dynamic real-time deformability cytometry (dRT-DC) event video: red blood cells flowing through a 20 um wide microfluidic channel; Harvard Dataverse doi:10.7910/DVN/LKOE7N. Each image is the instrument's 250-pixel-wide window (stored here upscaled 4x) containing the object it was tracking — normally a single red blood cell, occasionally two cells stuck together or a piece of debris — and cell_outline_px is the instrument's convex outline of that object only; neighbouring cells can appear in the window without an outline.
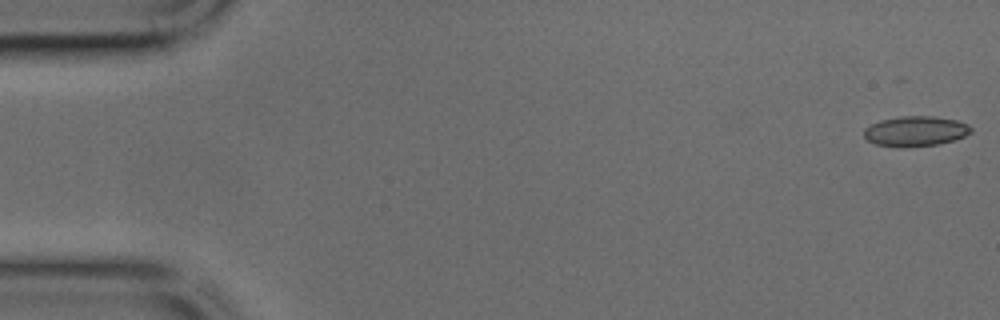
{"species": "common noctule bat (a hibernating species)", "species_latin": "Nyctalus noctula", "temperature_condition": "cold", "stored_images_in_passage": 45, "camera_frame_rate_fps": 3000, "um_per_image_px": 0.085, "animal": {"sex": "male", "body_mass_g": 17.9, "forearm_length_mm": 54.2}, "frame": {"image": 1, "passage_image": 1, "time_ms": 0.0, "image_size_px": [1000, 320], "cell_outline_px": [[972, 132], [964, 136], [940, 144], [900, 148], [896, 148], [876, 144], [868, 140], [864, 136], [864, 128], [880, 120], [900, 116], [932, 116], [956, 120], [968, 124], [972, 128]], "centroid_in_image_um": [77.8, 11.16], "position_along_channel_um": 7.2, "area_um2": 18.9}}
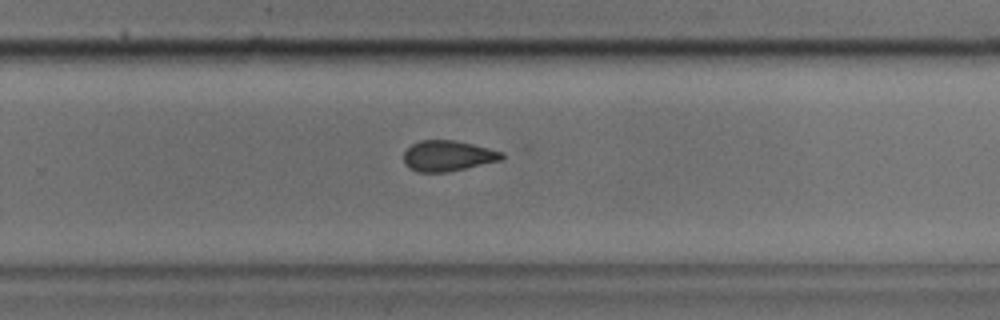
{"frame": {"image": 2, "passage_image": 29, "time_ms": 9.333, "image_size_px": [1000, 320], "cell_outline_px": [[504, 156], [500, 160], [448, 172], [416, 172], [408, 168], [404, 164], [404, 152], [412, 144], [420, 140], [452, 140], [472, 144], [504, 152]], "centroid_in_image_um": [38.03, 13.25], "position_along_channel_um": 291.8, "area_um2": 17.46}}
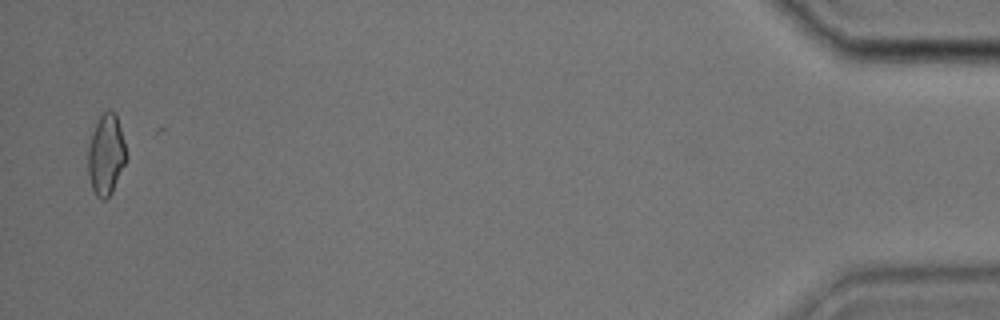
{"frame": {"image": 3, "passage_image": 44, "time_ms": 14.333, "image_size_px": [1000, 320], "cell_outline_px": [[128, 156], [112, 192], [104, 200], [100, 200], [96, 196], [92, 188], [88, 172], [88, 148], [92, 132], [100, 116], [108, 108], [116, 116], [124, 140]], "centroid_in_image_um": [9.01, 13.17], "position_along_channel_um": 426.2, "area_um2": 17.86}}